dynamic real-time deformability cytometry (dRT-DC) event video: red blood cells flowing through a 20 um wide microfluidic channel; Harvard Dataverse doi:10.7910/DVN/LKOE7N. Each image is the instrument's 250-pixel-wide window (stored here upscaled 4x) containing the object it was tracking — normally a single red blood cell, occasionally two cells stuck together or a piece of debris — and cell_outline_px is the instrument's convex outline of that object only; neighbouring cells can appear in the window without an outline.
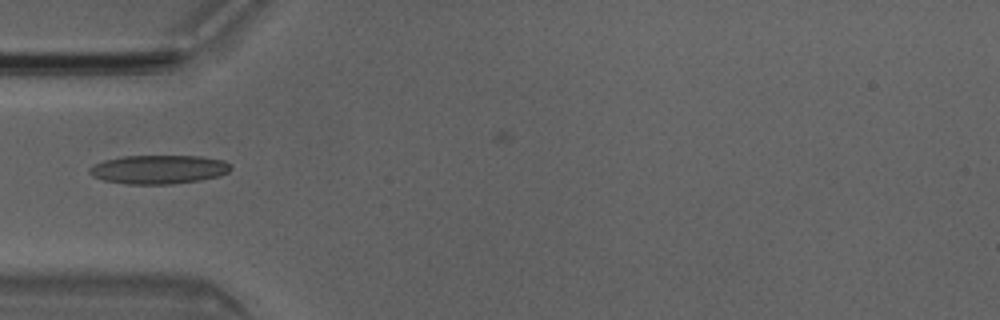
{"species": "Egyptian fruit bat (a non-hibernating species)", "species_latin": "Rousettus aegyptiacus", "temperature_condition": "room temperature", "stored_images_in_passage": 5, "camera_frame_rate_fps": 3000, "um_per_image_px": 0.085, "animal": {"sex": "male"}, "frame": {"image": 1, "passage_image": 4, "time_ms": 1.0, "image_size_px": [1000, 320], "cell_outline_px": [[232, 168], [228, 172], [220, 176], [200, 180], [172, 184], [128, 184], [104, 180], [92, 176], [88, 172], [88, 168], [92, 164], [104, 160], [120, 156], [200, 156], [224, 160], [232, 164]], "centroid_in_image_um": [13.49, 14.39], "position_along_channel_um": 71.5, "area_um2": 23.99}}